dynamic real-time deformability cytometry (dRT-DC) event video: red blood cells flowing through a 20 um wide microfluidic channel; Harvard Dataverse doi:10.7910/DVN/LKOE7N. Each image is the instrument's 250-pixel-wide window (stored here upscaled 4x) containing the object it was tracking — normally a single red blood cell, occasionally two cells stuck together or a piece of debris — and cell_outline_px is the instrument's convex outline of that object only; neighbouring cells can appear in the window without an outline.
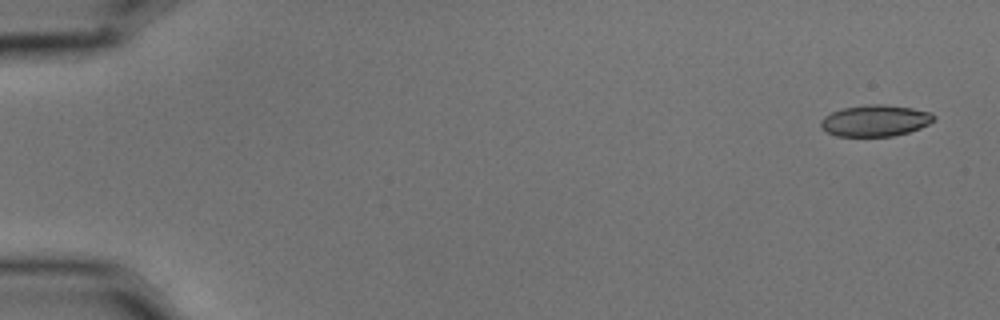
{"species": "common noctule bat (a hibernating species)", "species_latin": "Nyctalus noctula", "temperature_condition": "cold", "stored_images_in_passage": 4, "camera_frame_rate_fps": 3000, "um_per_image_px": 0.085, "animal": {"sex": "male", "body_mass_g": 15.6}, "frame": {"image": 1, "passage_image": 1, "time_ms": 0.0, "image_size_px": [1000, 320], "cell_outline_px": [[936, 116], [928, 124], [920, 128], [908, 132], [892, 136], [836, 136], [828, 132], [820, 124], [820, 120], [824, 116], [832, 112], [844, 108], [868, 104], [884, 104], [912, 108], [932, 112]], "centroid_in_image_um": [74.41, 10.25], "position_along_channel_um": 10.6, "area_um2": 20.58}}
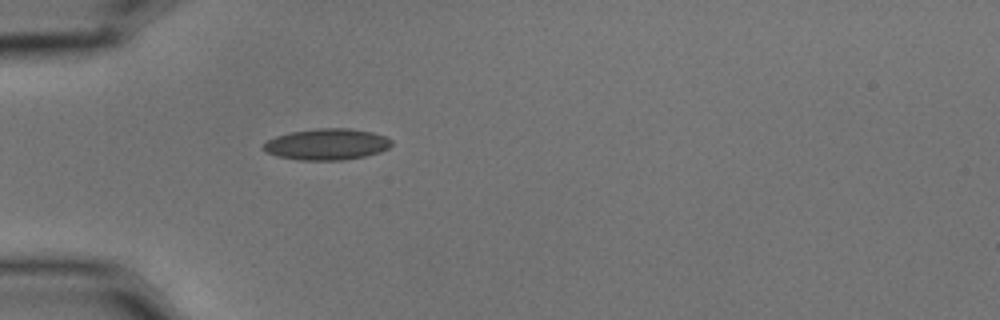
{"frame": {"image": 2, "passage_image": 4, "time_ms": 1.0, "image_size_px": [1000, 320], "cell_outline_px": [[392, 144], [388, 148], [380, 152], [364, 156], [344, 160], [300, 160], [276, 156], [264, 152], [260, 148], [268, 140], [276, 136], [292, 132], [316, 128], [348, 128], [372, 132], [384, 136], [392, 140]], "centroid_in_image_um": [27.76, 12.27], "position_along_channel_um": 57.2, "area_um2": 23.41}}